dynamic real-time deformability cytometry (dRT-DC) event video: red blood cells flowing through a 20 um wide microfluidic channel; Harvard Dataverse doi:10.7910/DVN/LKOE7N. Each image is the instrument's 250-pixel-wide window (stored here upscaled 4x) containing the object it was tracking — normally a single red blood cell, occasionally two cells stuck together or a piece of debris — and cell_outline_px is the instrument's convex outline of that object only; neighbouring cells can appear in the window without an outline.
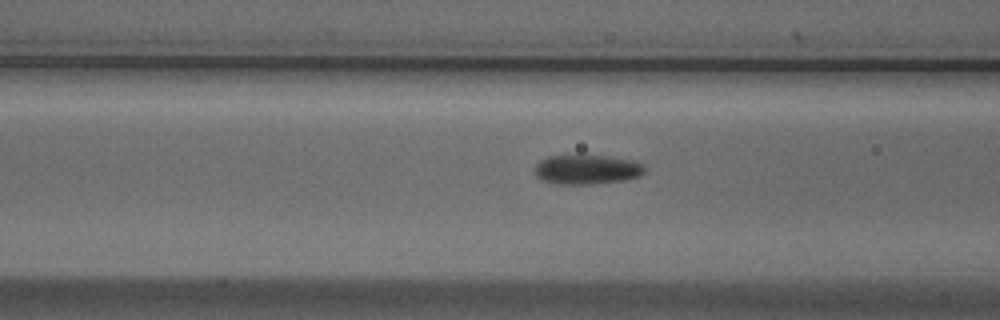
{"species": "Egyptian fruit bat (a non-hibernating species)", "species_latin": "Rousettus aegyptiacus", "temperature_condition": "cold", "stored_images_in_passage": 9, "camera_frame_rate_fps": 3000, "um_per_image_px": 0.085, "animal": {"sex": "male"}, "frame": {"image": 1, "passage_image": 7, "time_ms": 2.0, "image_size_px": [1000, 320], "cell_outline_px": [[644, 172], [640, 176], [624, 180], [592, 184], [556, 184], [540, 180], [536, 176], [536, 164], [540, 160], [548, 156], [608, 156], [636, 160], [644, 164]], "centroid_in_image_um": [49.91, 14.41], "position_along_channel_um": 116.7, "area_um2": 18.96}}